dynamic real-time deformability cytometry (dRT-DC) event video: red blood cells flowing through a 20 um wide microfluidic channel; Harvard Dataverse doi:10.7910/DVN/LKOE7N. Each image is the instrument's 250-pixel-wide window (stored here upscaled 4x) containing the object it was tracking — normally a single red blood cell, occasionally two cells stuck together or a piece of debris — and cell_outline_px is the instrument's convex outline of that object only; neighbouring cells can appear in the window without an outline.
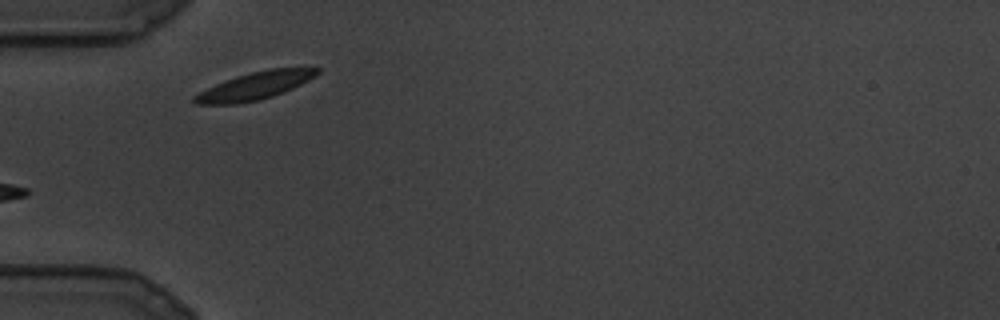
{"species": "common noctule bat (a hibernating species)", "species_latin": "Nyctalus noctula", "temperature_condition": "cold", "stored_images_in_passage": 12, "camera_frame_rate_fps": 3000, "um_per_image_px": 0.085, "animal": {"sex": "male", "body_mass_g": 19.5, "forearm_length_mm": 54.6}, "frame": {"image": 1, "passage_image": 1, "time_ms": 0.0, "image_size_px": [1000, 320], "cell_outline_px": [[320, 72], [308, 80], [284, 92], [260, 100], [236, 104], [196, 104], [192, 100], [192, 96], [216, 84], [236, 76], [252, 72], [272, 68], [320, 68]], "centroid_in_image_um": [21.65, 7.31], "position_along_channel_um": 63.4, "area_um2": 19.42}}
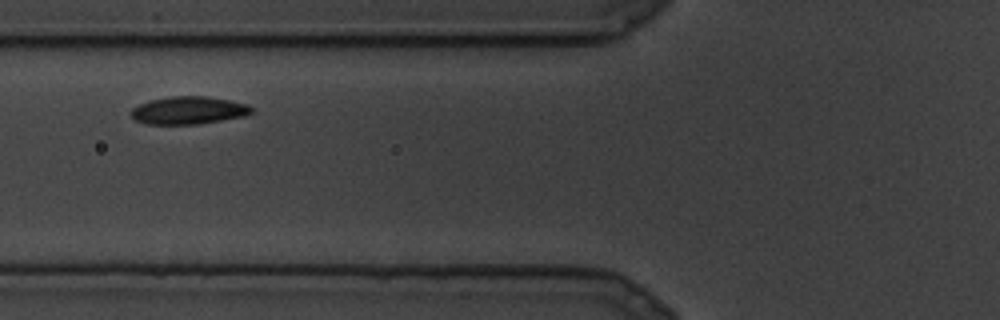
{"frame": {"image": 2, "passage_image": 3, "time_ms": 0.667, "image_size_px": [1000, 320], "cell_outline_px": [[252, 112], [248, 116], [196, 124], [148, 124], [136, 120], [132, 116], [132, 108], [140, 104], [152, 100], [172, 96], [204, 96], [228, 100], [248, 104], [252, 108]], "centroid_in_image_um": [16.07, 9.38], "position_along_channel_um": 109.7, "area_um2": 19.25}}